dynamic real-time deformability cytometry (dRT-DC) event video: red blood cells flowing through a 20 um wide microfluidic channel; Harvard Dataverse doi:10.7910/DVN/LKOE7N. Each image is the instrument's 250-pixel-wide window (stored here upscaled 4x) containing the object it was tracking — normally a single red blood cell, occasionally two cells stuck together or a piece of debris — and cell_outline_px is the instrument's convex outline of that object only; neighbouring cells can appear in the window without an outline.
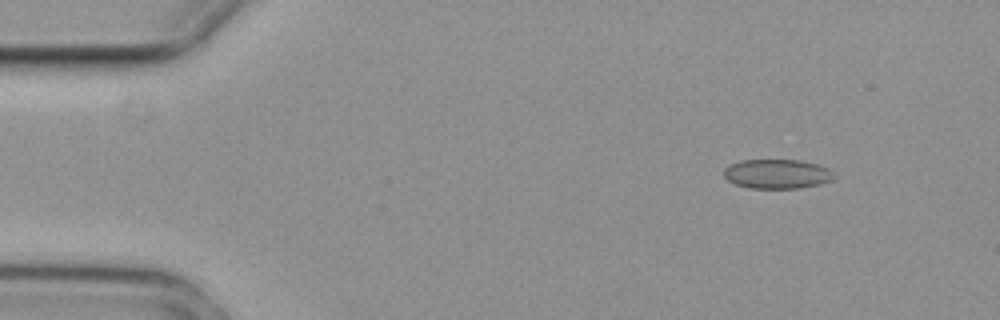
{"species": "common noctule bat (a hibernating species)", "species_latin": "Nyctalus noctula", "temperature_condition": "cold", "stored_images_in_passage": 5, "camera_frame_rate_fps": 3000, "um_per_image_px": 0.085, "animal": {"sex": "female", "body_mass_g": 29.2, "forearm_length_mm": 56.3}, "frame": {"image": 1, "passage_image": 2, "time_ms": 0.333, "image_size_px": [1000, 320], "cell_outline_px": [[836, 176], [832, 180], [820, 184], [800, 188], [752, 188], [736, 184], [728, 180], [724, 176], [724, 168], [728, 164], [740, 160], [800, 160], [820, 164], [828, 168]], "centroid_in_image_um": [66.07, 14.77], "position_along_channel_um": 18.9, "area_um2": 19.02}}
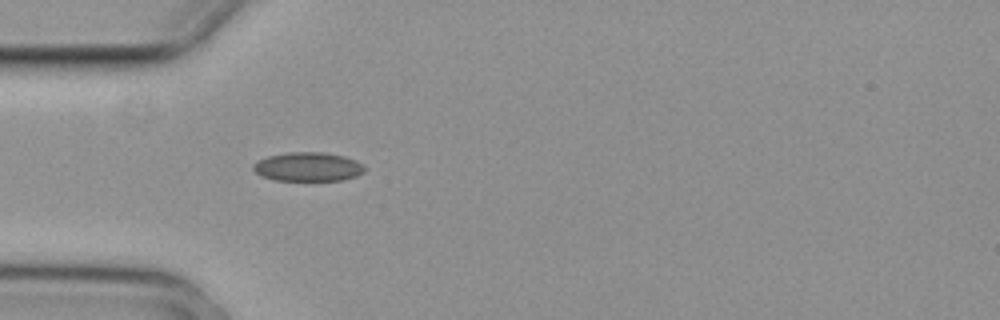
{"frame": {"image": 2, "passage_image": 5, "time_ms": 1.333, "image_size_px": [1000, 320], "cell_outline_px": [[364, 172], [356, 176], [344, 180], [272, 180], [260, 176], [252, 168], [252, 164], [268, 156], [288, 152], [324, 152], [344, 156], [356, 160], [364, 168]], "centroid_in_image_um": [26.15, 14.18], "position_along_channel_um": 58.8, "area_um2": 18.79}}